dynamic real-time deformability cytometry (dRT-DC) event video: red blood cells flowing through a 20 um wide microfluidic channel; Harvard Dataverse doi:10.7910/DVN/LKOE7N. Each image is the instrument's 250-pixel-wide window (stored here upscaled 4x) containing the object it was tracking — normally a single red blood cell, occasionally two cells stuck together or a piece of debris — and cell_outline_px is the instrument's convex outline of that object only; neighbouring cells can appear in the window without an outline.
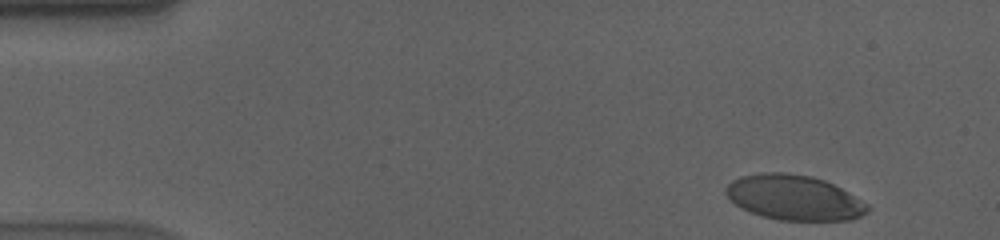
{"species": "human", "species_latin": "Homo sapiens", "temperature_condition": "cold", "stored_images_in_passage": 53, "camera_frame_rate_fps": 3000, "um_per_image_px": 0.085, "donor": {"sex": "male"}, "frame": {"image": 1, "passage_image": 1, "time_ms": 0.0, "image_size_px": [1000, 240], "cell_outline_px": [[868, 212], [852, 220], [780, 220], [760, 216], [740, 208], [724, 192], [724, 188], [732, 180], [740, 176], [760, 172], [784, 172], [812, 176], [824, 180], [848, 192], [868, 204]], "centroid_in_image_um": [67.46, 16.79], "position_along_channel_um": 17.5, "area_um2": 37.28}}
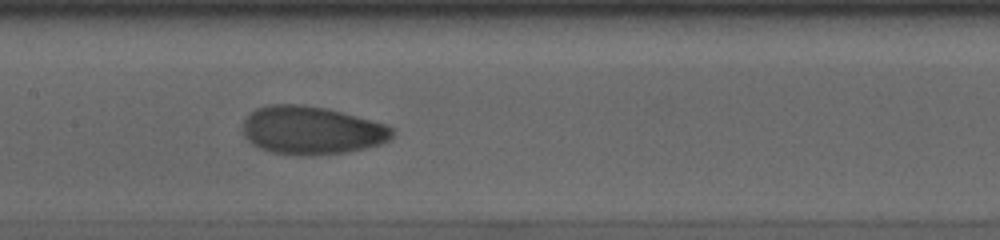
{"frame": {"image": 2, "passage_image": 24, "time_ms": 7.667, "image_size_px": [1000, 240], "cell_outline_px": [[396, 136], [380, 144], [364, 148], [344, 152], [316, 156], [288, 156], [272, 152], [260, 148], [252, 144], [244, 136], [244, 120], [256, 108], [272, 104], [300, 104], [328, 108], [388, 124], [392, 128]], "centroid_in_image_um": [26.51, 11.09], "position_along_channel_um": 180.9, "area_um2": 42.43}}
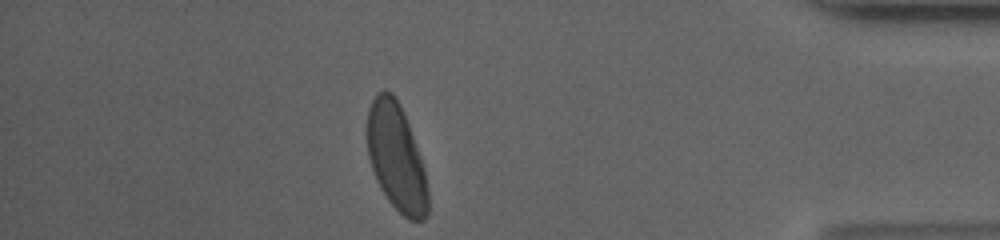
{"frame": {"image": 3, "passage_image": 46, "time_ms": 15.0, "image_size_px": [1000, 240], "cell_outline_px": [[428, 216], [424, 220], [408, 220], [388, 200], [380, 188], [376, 180], [368, 156], [368, 108], [376, 92], [384, 88], [392, 92], [400, 104], [408, 124], [424, 168], [428, 192]], "centroid_in_image_um": [33.68, 13.37], "position_along_channel_um": 401.5, "area_um2": 37.8}, "authors_computed_cell_mechanics": {"area_um2": 39.8242, "velocity_mm_per_s": 3.5496, "shape_relaxation_time_tau1_ms": 5.1682, "shape_relaxation_time_tau2_ms": 1.1618, "deformation_change_tau1": 0.1814, "deformation_change_tau2": 0.0475}}